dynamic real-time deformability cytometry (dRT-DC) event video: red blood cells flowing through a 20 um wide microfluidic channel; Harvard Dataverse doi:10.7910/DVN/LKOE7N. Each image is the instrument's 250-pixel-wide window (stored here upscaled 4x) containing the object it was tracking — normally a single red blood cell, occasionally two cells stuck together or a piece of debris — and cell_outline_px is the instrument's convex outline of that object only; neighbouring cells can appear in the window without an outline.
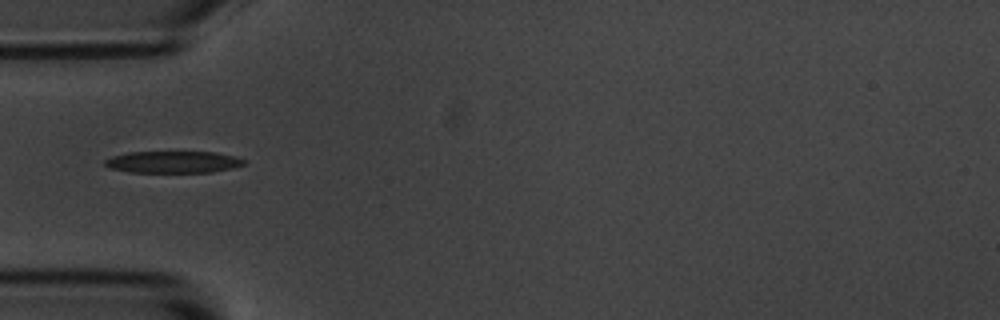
{"species": "common noctule bat (a hibernating species)", "species_latin": "Nyctalus noctula", "temperature_condition": "room temperature", "stored_images_in_passage": 2, "camera_frame_rate_fps": 3000, "um_per_image_px": 0.085, "animal": {"sex": "male", "body_mass_g": 20.1, "forearm_length_mm": 53.5}, "frame": {"image": 1, "passage_image": 2, "time_ms": 1.0, "image_size_px": [1000, 320], "cell_outline_px": [[248, 160], [244, 164], [232, 168], [212, 172], [132, 172], [108, 168], [104, 164], [104, 160], [112, 156], [128, 152], [216, 152]], "centroid_in_image_um": [14.7, 13.77], "position_along_channel_um": 70.3, "area_um2": 17.69}}